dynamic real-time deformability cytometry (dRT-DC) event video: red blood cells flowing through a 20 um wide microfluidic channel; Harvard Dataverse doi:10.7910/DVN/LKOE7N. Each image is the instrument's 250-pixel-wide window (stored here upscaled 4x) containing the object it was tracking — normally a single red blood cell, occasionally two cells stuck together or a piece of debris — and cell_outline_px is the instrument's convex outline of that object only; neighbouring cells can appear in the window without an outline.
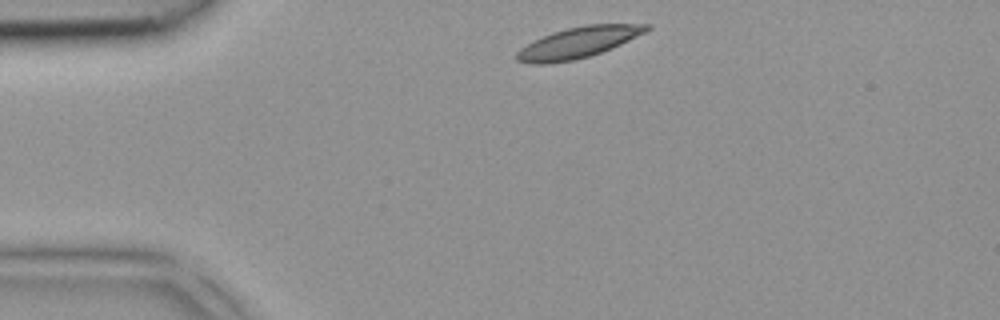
{"species": "common noctule bat (a hibernating species)", "species_latin": "Nyctalus noctula", "temperature_condition": "room temperature", "stored_images_in_passage": 2, "camera_frame_rate_fps": 3000, "um_per_image_px": 0.085, "animal": {"sex": "female", "body_mass_g": 18.4}, "frame": {"image": 1, "passage_image": 1, "time_ms": 0.0, "image_size_px": [1000, 320], "cell_outline_px": [[652, 28], [612, 48], [588, 56], [572, 60], [548, 64], [532, 64], [516, 60], [516, 52], [520, 48], [552, 32], [568, 28], [588, 24], [652, 24]], "centroid_in_image_um": [49.14, 3.61], "position_along_channel_um": 35.9, "area_um2": 23.0}}